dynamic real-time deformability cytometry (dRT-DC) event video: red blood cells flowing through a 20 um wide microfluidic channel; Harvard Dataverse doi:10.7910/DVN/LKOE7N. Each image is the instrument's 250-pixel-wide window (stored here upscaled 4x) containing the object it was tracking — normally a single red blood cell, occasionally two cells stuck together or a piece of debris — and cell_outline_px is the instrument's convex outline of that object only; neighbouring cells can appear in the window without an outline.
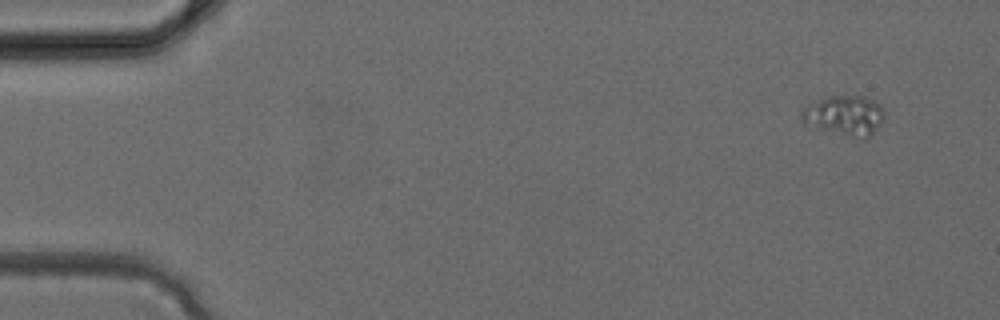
{"species": "common noctule bat (a hibernating species)", "species_latin": "Nyctalus noctula", "temperature_condition": "cold", "stored_images_in_passage": 4, "camera_frame_rate_fps": 3000, "um_per_image_px": 0.085, "animal": {"sex": "female", "body_mass_g": 24.6, "forearm_length_mm": 56.2}, "frame": {"image": 1, "passage_image": 4, "time_ms": 1.0, "image_size_px": [1000, 320], "cell_outline_px": [[884, 116], [880, 124], [864, 140], [808, 128], [804, 124], [800, 116], [800, 112], [808, 104], [828, 96], [864, 96], [872, 100], [884, 112]], "centroid_in_image_um": [71.69, 9.86], "position_along_channel_um": 13.3, "area_um2": 19.54}}